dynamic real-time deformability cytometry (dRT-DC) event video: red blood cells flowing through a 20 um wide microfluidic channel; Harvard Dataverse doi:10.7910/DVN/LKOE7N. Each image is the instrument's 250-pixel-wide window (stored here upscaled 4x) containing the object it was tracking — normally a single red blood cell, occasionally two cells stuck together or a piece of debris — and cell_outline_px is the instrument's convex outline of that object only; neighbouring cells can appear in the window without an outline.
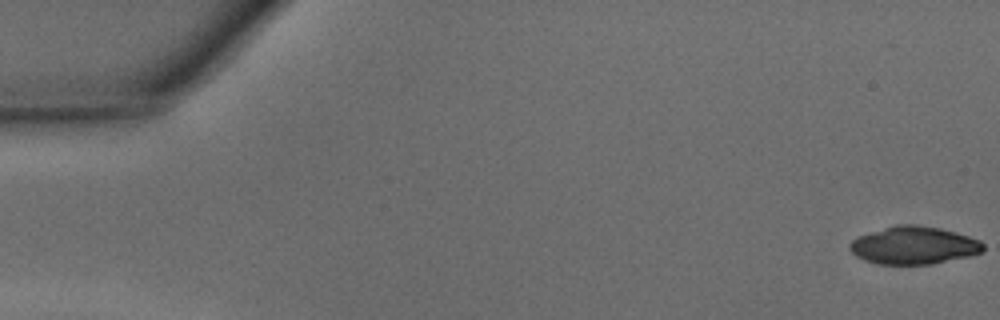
{"species": "common noctule bat (a hibernating species)", "species_latin": "Nyctalus noctula", "temperature_condition": "warm", "stored_images_in_passage": 46, "segment_of_instrument_passage": [1, 2], "camera_frame_rate_fps": 3000, "um_per_image_px": 0.085, "animal": {"sex": "male", "body_mass_g": 15.6}, "frame": {"image": 1, "passage_image": 1, "time_ms": 0.0, "image_size_px": [1000, 320], "cell_outline_px": [[984, 252], [968, 256], [932, 264], [876, 264], [864, 260], [856, 256], [848, 248], [848, 244], [856, 236], [896, 224], [916, 224], [940, 228], [956, 232], [980, 240], [984, 244]], "centroid_in_image_um": [77.65, 20.85], "position_along_channel_um": 7.3, "area_um2": 29.59}}
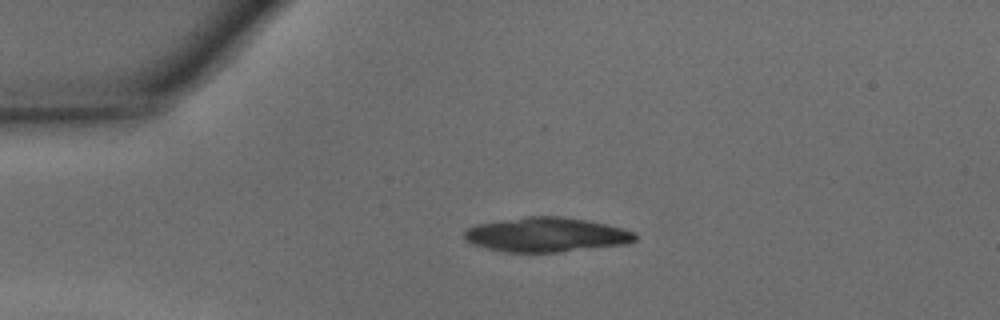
{"frame": {"image": 2, "passage_image": 11, "time_ms": 3.333, "image_size_px": [1000, 320], "cell_outline_px": [[636, 240], [624, 244], [560, 252], [504, 252], [472, 244], [464, 236], [464, 232], [468, 228], [476, 224], [524, 216], [564, 216], [608, 224], [636, 232]], "centroid_in_image_um": [46.45, 19.94], "position_along_channel_um": 38.6, "area_um2": 34.33}}